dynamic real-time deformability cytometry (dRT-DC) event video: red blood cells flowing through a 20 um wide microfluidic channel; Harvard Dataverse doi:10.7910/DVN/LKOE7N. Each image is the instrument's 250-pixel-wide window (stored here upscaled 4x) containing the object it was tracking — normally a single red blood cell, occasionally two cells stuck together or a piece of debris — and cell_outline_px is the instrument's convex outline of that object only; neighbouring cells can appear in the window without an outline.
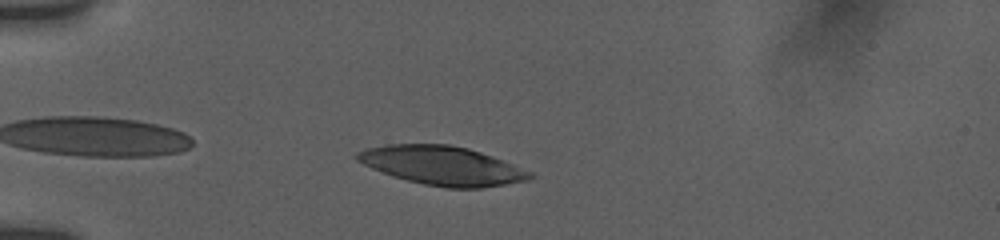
{"species": "human", "species_latin": "Homo sapiens", "temperature_condition": "room temperature", "stored_images_in_passage": 5, "camera_frame_rate_fps": 3000, "um_per_image_px": 0.085, "donor": {"sex": "female"}, "frame": {"image": 1, "passage_image": 1, "time_ms": 0.0, "image_size_px": [1000, 240], "cell_outline_px": [[536, 176], [528, 180], [480, 188], [444, 188], [424, 184], [392, 176], [372, 168], [356, 160], [352, 156], [356, 152], [364, 148], [384, 144], [448, 144], [468, 148], [504, 160], [532, 172]], "centroid_in_image_um": [37.56, 14.06], "position_along_channel_um": 47.4, "area_um2": 39.3}}
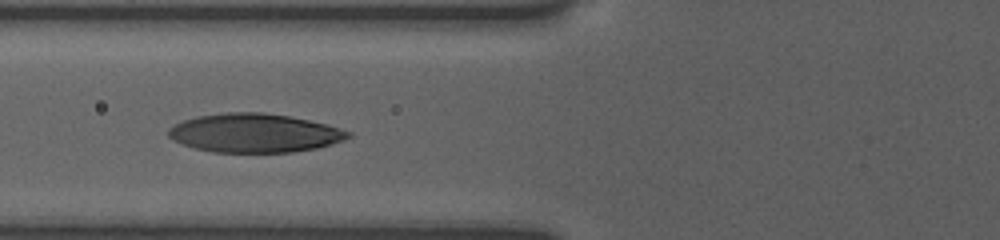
{"frame": {"image": 2, "passage_image": 4, "time_ms": 2.333, "image_size_px": [1000, 240], "cell_outline_px": [[352, 136], [344, 140], [332, 144], [316, 148], [292, 152], [212, 152], [196, 148], [172, 140], [168, 136], [168, 128], [184, 120], [196, 116], [224, 112], [264, 112], [288, 116], [328, 124], [352, 132]], "centroid_in_image_um": [21.65, 11.3], "position_along_channel_um": 104.2, "area_um2": 40.69}}